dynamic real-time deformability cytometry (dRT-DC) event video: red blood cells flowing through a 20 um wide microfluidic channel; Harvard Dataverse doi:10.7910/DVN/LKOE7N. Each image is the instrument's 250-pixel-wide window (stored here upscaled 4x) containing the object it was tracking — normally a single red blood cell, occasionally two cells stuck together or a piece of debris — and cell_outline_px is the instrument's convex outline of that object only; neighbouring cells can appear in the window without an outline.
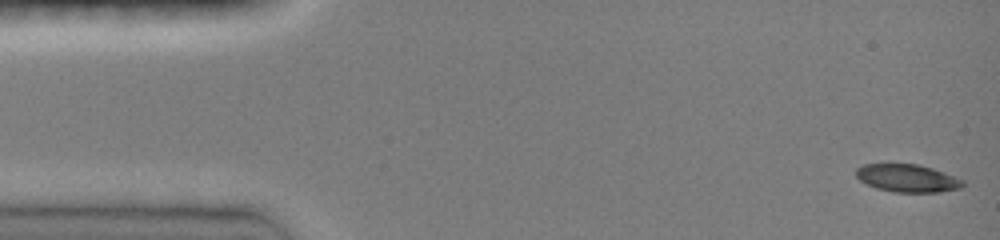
{"species": "common noctule bat (a hibernating species)", "species_latin": "Nyctalus noctula", "temperature_condition": "room temperature", "stored_images_in_passage": 46, "camera_frame_rate_fps": 3000, "um_per_image_px": 0.085, "animal": {"sex": "female", "body_mass_g": 19.0, "forearm_length_mm": 51.5}, "frame": {"image": 1, "passage_image": 1, "time_ms": 0.0, "image_size_px": [1000, 240], "cell_outline_px": [[964, 184], [960, 188], [940, 192], [892, 192], [876, 188], [860, 180], [856, 176], [856, 168], [864, 164], [916, 164], [932, 168], [944, 172], [964, 180]], "centroid_in_image_um": [77.13, 15.15], "position_along_channel_um": 7.9, "area_um2": 17.22}}
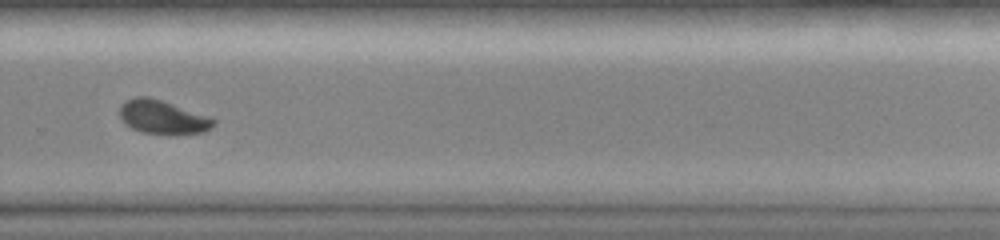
{"frame": {"image": 2, "passage_image": 32, "time_ms": 10.333, "image_size_px": [1000, 240], "cell_outline_px": [[216, 124], [204, 132], [140, 132], [124, 124], [120, 116], [120, 104], [136, 96], [148, 96], [212, 116], [216, 120]], "centroid_in_image_um": [13.83, 9.91], "position_along_channel_um": 316.0, "area_um2": 18.09}}
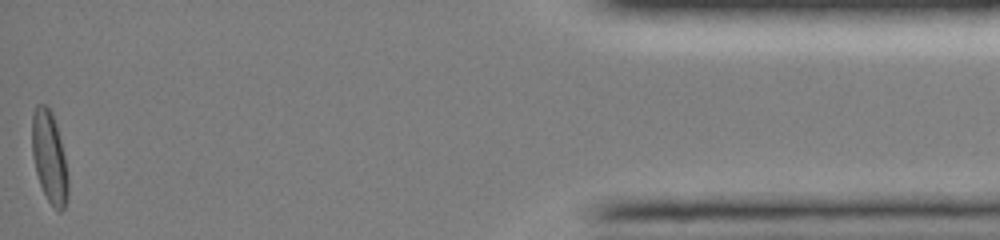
{"frame": {"image": 3, "passage_image": 46, "time_ms": 15.0, "image_size_px": [1000, 240], "cell_outline_px": [[68, 196], [64, 208], [60, 212], [48, 200], [40, 184], [36, 172], [32, 156], [32, 116], [36, 104], [44, 104], [52, 112], [56, 124], [64, 156], [68, 176]], "centroid_in_image_um": [4.19, 13.35], "position_along_channel_um": 431.0, "area_um2": 19.02}, "authors_computed_cell_mechanics": {"area_um2": 18.4671, "velocity_mm_per_s": 4.1375, "shape_relaxation_time_tau1_ms": 5.1263, "shape_relaxation_time_tau2_ms": 8.2012, "deformation_change_tau1": 0.151, "deformation_change_tau2": 0.0878}}